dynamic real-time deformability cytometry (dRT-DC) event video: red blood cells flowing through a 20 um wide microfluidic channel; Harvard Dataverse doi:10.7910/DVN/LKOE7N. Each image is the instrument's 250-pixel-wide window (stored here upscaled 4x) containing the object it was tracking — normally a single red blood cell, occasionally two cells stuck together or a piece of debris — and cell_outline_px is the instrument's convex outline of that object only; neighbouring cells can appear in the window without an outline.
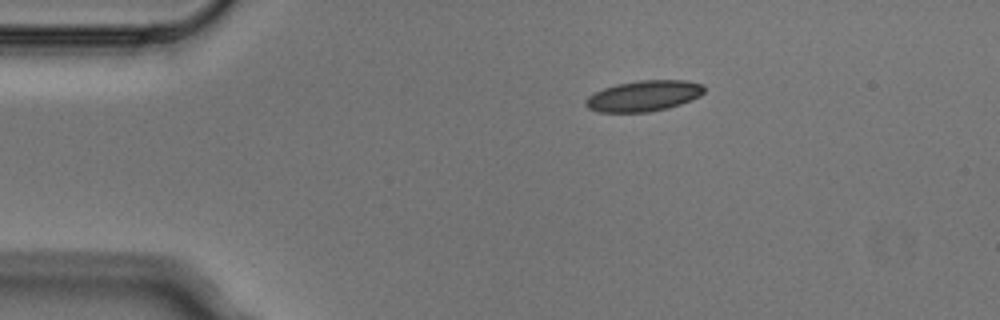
{"species": "Egyptian fruit bat (a non-hibernating species)", "species_latin": "Rousettus aegyptiacus", "temperature_condition": "cold", "stored_images_in_passage": 5, "camera_frame_rate_fps": 3000, "um_per_image_px": 0.085, "animal": {"sex": "male"}, "frame": {"image": 1, "passage_image": 1, "time_ms": 0.0, "image_size_px": [1000, 320], "cell_outline_px": [[704, 92], [700, 96], [692, 100], [668, 108], [648, 112], [600, 112], [588, 108], [584, 104], [584, 100], [588, 96], [604, 88], [616, 84], [640, 80], [684, 80], [704, 84]], "centroid_in_image_um": [54.73, 8.15], "position_along_channel_um": 30.3, "area_um2": 21.33}}
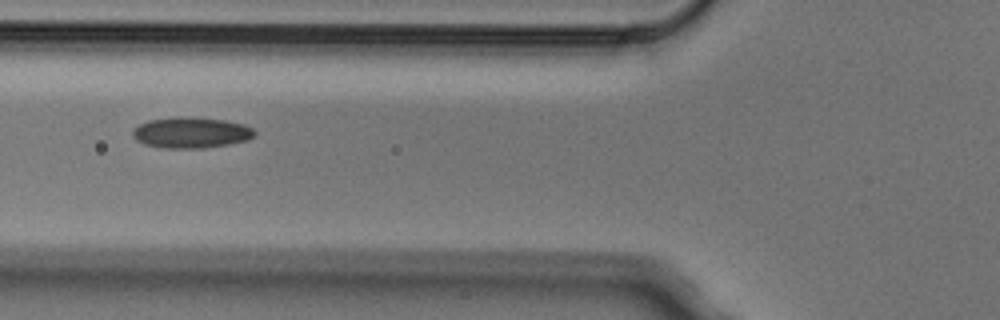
{"frame": {"image": 2, "passage_image": 4, "time_ms": 1.0, "image_size_px": [1000, 320], "cell_outline_px": [[256, 136], [248, 140], [228, 144], [204, 148], [164, 148], [144, 144], [136, 140], [132, 136], [132, 128], [148, 120], [176, 116], [180, 116], [224, 120], [244, 124], [252, 128], [256, 132]], "centroid_in_image_um": [16.23, 11.27], "position_along_channel_um": 109.6, "area_um2": 22.14}}
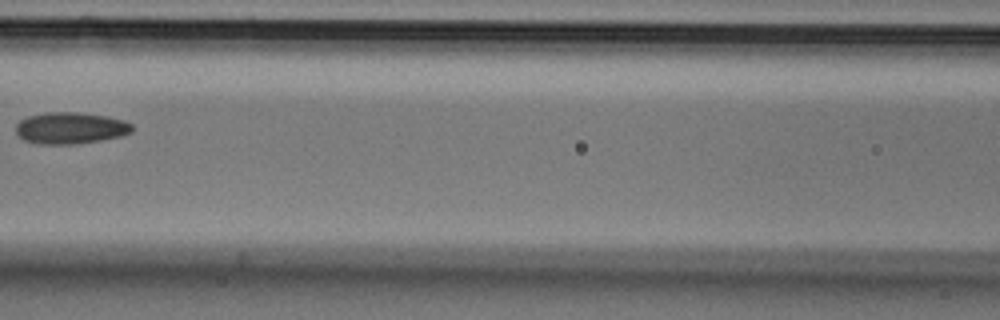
{"frame": {"image": 3, "passage_image": 5, "time_ms": 1.333, "image_size_px": [1000, 320], "cell_outline_px": [[132, 132], [120, 136], [100, 140], [76, 144], [36, 144], [24, 140], [16, 132], [16, 124], [20, 120], [28, 116], [48, 112], [76, 112], [104, 116], [124, 120], [132, 124]], "centroid_in_image_um": [5.97, 10.89], "position_along_channel_um": 160.6, "area_um2": 21.33}}